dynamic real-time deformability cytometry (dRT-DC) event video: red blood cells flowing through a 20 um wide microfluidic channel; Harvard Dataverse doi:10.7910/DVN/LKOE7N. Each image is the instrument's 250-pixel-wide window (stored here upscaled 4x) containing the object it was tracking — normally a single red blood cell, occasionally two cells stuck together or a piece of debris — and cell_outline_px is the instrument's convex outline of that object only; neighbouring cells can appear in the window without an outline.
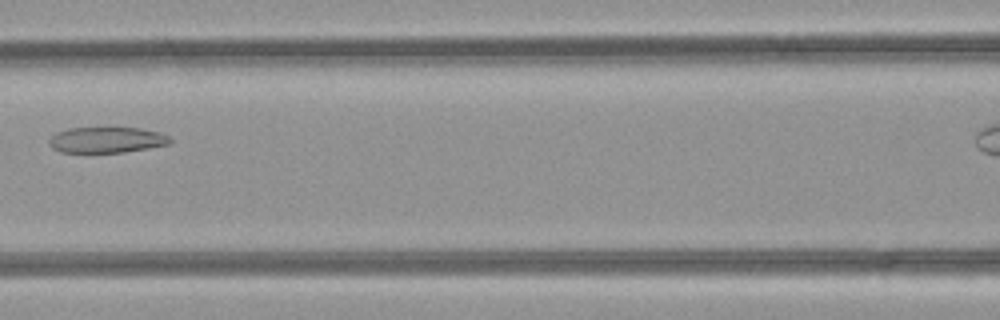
{"species": "common noctule bat (a hibernating species)", "species_latin": "Nyctalus noctula", "temperature_condition": "room temperature", "stored_images_in_passage": 7, "segment_of_instrument_passage": [1, 2], "camera_frame_rate_fps": 3000, "um_per_image_px": 0.085, "animal": {"sex": "female", "body_mass_g": 21.9}, "frame": {"image": 1, "passage_image": 6, "time_ms": 1.667, "image_size_px": [1000, 320], "cell_outline_px": [[172, 140], [168, 144], [148, 148], [124, 152], [60, 152], [52, 148], [48, 144], [48, 140], [56, 132], [68, 128], [140, 128], [160, 132], [168, 136]], "centroid_in_image_um": [9.04, 11.89], "position_along_channel_um": 157.6, "area_um2": 18.15}}